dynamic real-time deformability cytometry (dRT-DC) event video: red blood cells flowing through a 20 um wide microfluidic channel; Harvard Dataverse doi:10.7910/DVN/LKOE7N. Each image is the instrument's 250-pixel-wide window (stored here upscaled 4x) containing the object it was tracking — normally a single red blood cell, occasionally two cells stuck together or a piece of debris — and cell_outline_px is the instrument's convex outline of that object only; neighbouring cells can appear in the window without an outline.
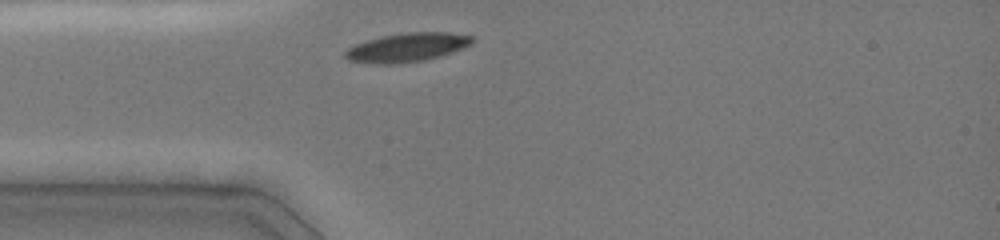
{"species": "common noctule bat (a hibernating species)", "species_latin": "Nyctalus noctula", "temperature_condition": "cold", "stored_images_in_passage": 3, "camera_frame_rate_fps": 3000, "um_per_image_px": 0.085, "animal": {"sex": "female", "body_mass_g": 19.0, "forearm_length_mm": 51.5}, "frame": {"image": 1, "passage_image": 1, "time_ms": 0.0, "image_size_px": [1000, 240], "cell_outline_px": [[476, 40], [472, 44], [464, 48], [440, 56], [424, 60], [396, 64], [380, 64], [348, 60], [344, 56], [344, 52], [348, 48], [356, 44], [380, 36], [408, 32], [448, 32], [472, 36]], "centroid_in_image_um": [34.63, 4.02], "position_along_channel_um": 50.4, "area_um2": 21.39}}